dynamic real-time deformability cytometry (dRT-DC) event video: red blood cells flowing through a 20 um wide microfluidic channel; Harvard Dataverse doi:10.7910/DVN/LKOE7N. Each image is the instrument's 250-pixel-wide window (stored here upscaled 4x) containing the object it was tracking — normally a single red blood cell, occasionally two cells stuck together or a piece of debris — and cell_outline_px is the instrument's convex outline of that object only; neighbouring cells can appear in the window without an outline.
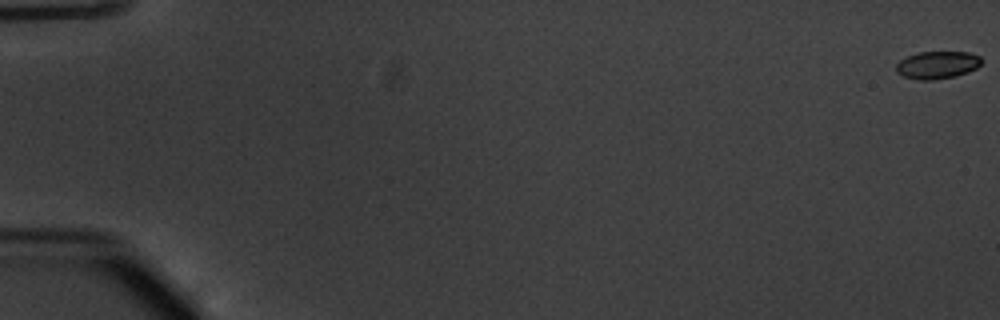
{"species": "common noctule bat (a hibernating species)", "species_latin": "Nyctalus noctula", "temperature_condition": "warm", "stored_images_in_passage": 56, "segment_of_instrument_passage": [1, 2], "camera_frame_rate_fps": 3000, "um_per_image_px": 0.085, "animal": {"sex": "male", "body_mass_g": 20.1, "forearm_length_mm": 53.5}, "frame": {"image": 1, "passage_image": 1, "time_ms": 0.0, "image_size_px": [1000, 320], "cell_outline_px": [[980, 64], [976, 68], [968, 72], [956, 76], [932, 80], [920, 80], [904, 76], [896, 72], [896, 64], [900, 60], [908, 56], [920, 52], [968, 52], [980, 56]], "centroid_in_image_um": [79.66, 5.52], "position_along_channel_um": 5.3, "area_um2": 13.58}}
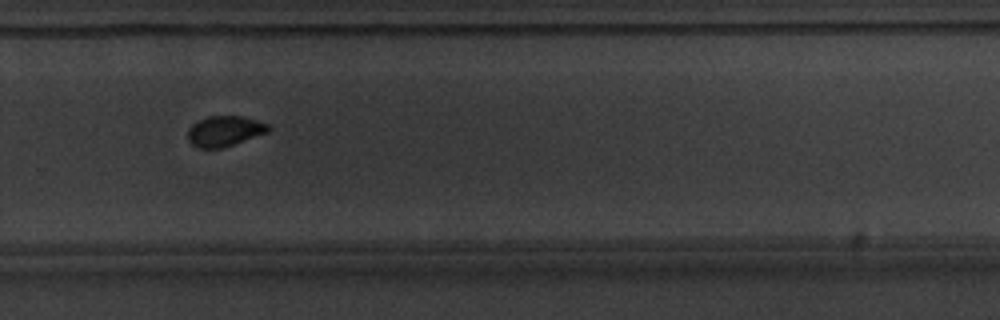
{"frame": {"image": 2, "passage_image": 39, "time_ms": 12.667, "image_size_px": [1000, 320], "cell_outline_px": [[272, 128], [268, 132], [220, 148], [200, 148], [192, 144], [188, 140], [188, 128], [196, 120], [208, 116], [240, 116], [256, 120], [268, 124]], "centroid_in_image_um": [19.06, 11.12], "position_along_channel_um": 310.7, "area_um2": 14.16}}
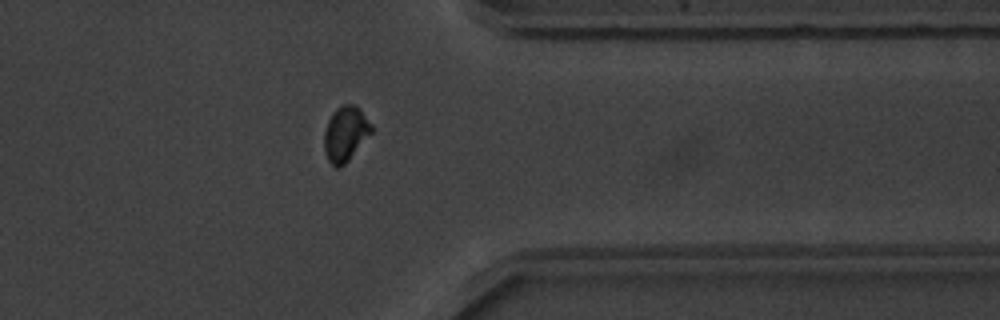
{"frame": {"image": 3, "passage_image": 45, "time_ms": 14.667, "image_size_px": [1000, 320], "cell_outline_px": [[372, 132], [348, 160], [340, 168], [336, 168], [328, 160], [324, 152], [324, 132], [328, 120], [332, 112], [336, 108], [344, 104], [352, 104], [360, 108], [372, 124]], "centroid_in_image_um": [29.35, 11.35], "position_along_channel_um": 382.0, "area_um2": 15.14}}